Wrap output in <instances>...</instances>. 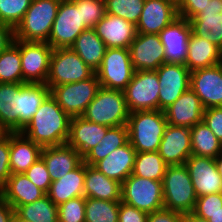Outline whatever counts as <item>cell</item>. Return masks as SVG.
<instances>
[{"instance_id": "1", "label": "cell", "mask_w": 222, "mask_h": 222, "mask_svg": "<svg viewBox=\"0 0 222 222\" xmlns=\"http://www.w3.org/2000/svg\"><path fill=\"white\" fill-rule=\"evenodd\" d=\"M70 122L71 117L49 94L21 133L41 147L64 145Z\"/></svg>"}, {"instance_id": "2", "label": "cell", "mask_w": 222, "mask_h": 222, "mask_svg": "<svg viewBox=\"0 0 222 222\" xmlns=\"http://www.w3.org/2000/svg\"><path fill=\"white\" fill-rule=\"evenodd\" d=\"M168 123L164 111L145 110L129 113L128 139L136 152L158 151Z\"/></svg>"}, {"instance_id": "3", "label": "cell", "mask_w": 222, "mask_h": 222, "mask_svg": "<svg viewBox=\"0 0 222 222\" xmlns=\"http://www.w3.org/2000/svg\"><path fill=\"white\" fill-rule=\"evenodd\" d=\"M61 0H32L22 21L14 29L15 40L48 42Z\"/></svg>"}, {"instance_id": "4", "label": "cell", "mask_w": 222, "mask_h": 222, "mask_svg": "<svg viewBox=\"0 0 222 222\" xmlns=\"http://www.w3.org/2000/svg\"><path fill=\"white\" fill-rule=\"evenodd\" d=\"M162 187L165 209L181 214L193 212L198 197L185 164L168 165Z\"/></svg>"}, {"instance_id": "5", "label": "cell", "mask_w": 222, "mask_h": 222, "mask_svg": "<svg viewBox=\"0 0 222 222\" xmlns=\"http://www.w3.org/2000/svg\"><path fill=\"white\" fill-rule=\"evenodd\" d=\"M81 117L107 127L127 125L129 111L124 92L100 87Z\"/></svg>"}, {"instance_id": "6", "label": "cell", "mask_w": 222, "mask_h": 222, "mask_svg": "<svg viewBox=\"0 0 222 222\" xmlns=\"http://www.w3.org/2000/svg\"><path fill=\"white\" fill-rule=\"evenodd\" d=\"M121 201L152 213L164 208L162 181L130 174L121 184Z\"/></svg>"}, {"instance_id": "7", "label": "cell", "mask_w": 222, "mask_h": 222, "mask_svg": "<svg viewBox=\"0 0 222 222\" xmlns=\"http://www.w3.org/2000/svg\"><path fill=\"white\" fill-rule=\"evenodd\" d=\"M95 73L71 48L53 49L46 85L51 89L86 80Z\"/></svg>"}, {"instance_id": "8", "label": "cell", "mask_w": 222, "mask_h": 222, "mask_svg": "<svg viewBox=\"0 0 222 222\" xmlns=\"http://www.w3.org/2000/svg\"><path fill=\"white\" fill-rule=\"evenodd\" d=\"M96 73L83 81L66 83L50 89L51 96L71 118L82 116L100 88Z\"/></svg>"}, {"instance_id": "9", "label": "cell", "mask_w": 222, "mask_h": 222, "mask_svg": "<svg viewBox=\"0 0 222 222\" xmlns=\"http://www.w3.org/2000/svg\"><path fill=\"white\" fill-rule=\"evenodd\" d=\"M86 29L82 24L81 6L73 0H61L47 43L53 49L70 48Z\"/></svg>"}, {"instance_id": "10", "label": "cell", "mask_w": 222, "mask_h": 222, "mask_svg": "<svg viewBox=\"0 0 222 222\" xmlns=\"http://www.w3.org/2000/svg\"><path fill=\"white\" fill-rule=\"evenodd\" d=\"M159 79L156 70L135 71L123 91L129 113L159 110Z\"/></svg>"}, {"instance_id": "11", "label": "cell", "mask_w": 222, "mask_h": 222, "mask_svg": "<svg viewBox=\"0 0 222 222\" xmlns=\"http://www.w3.org/2000/svg\"><path fill=\"white\" fill-rule=\"evenodd\" d=\"M134 72L129 49L107 48L96 75L101 87L124 91Z\"/></svg>"}, {"instance_id": "12", "label": "cell", "mask_w": 222, "mask_h": 222, "mask_svg": "<svg viewBox=\"0 0 222 222\" xmlns=\"http://www.w3.org/2000/svg\"><path fill=\"white\" fill-rule=\"evenodd\" d=\"M53 48L47 42L20 40L23 83L46 84Z\"/></svg>"}, {"instance_id": "13", "label": "cell", "mask_w": 222, "mask_h": 222, "mask_svg": "<svg viewBox=\"0 0 222 222\" xmlns=\"http://www.w3.org/2000/svg\"><path fill=\"white\" fill-rule=\"evenodd\" d=\"M156 73L159 79V110L164 111L190 88V70L184 64L164 63Z\"/></svg>"}, {"instance_id": "14", "label": "cell", "mask_w": 222, "mask_h": 222, "mask_svg": "<svg viewBox=\"0 0 222 222\" xmlns=\"http://www.w3.org/2000/svg\"><path fill=\"white\" fill-rule=\"evenodd\" d=\"M128 49L135 71L157 70L165 63L164 48L159 34L137 33Z\"/></svg>"}, {"instance_id": "15", "label": "cell", "mask_w": 222, "mask_h": 222, "mask_svg": "<svg viewBox=\"0 0 222 222\" xmlns=\"http://www.w3.org/2000/svg\"><path fill=\"white\" fill-rule=\"evenodd\" d=\"M189 126L168 124L159 145L158 153L167 165H182L192 155Z\"/></svg>"}, {"instance_id": "16", "label": "cell", "mask_w": 222, "mask_h": 222, "mask_svg": "<svg viewBox=\"0 0 222 222\" xmlns=\"http://www.w3.org/2000/svg\"><path fill=\"white\" fill-rule=\"evenodd\" d=\"M191 33L190 22L180 16L159 33L164 48L165 63L185 65Z\"/></svg>"}, {"instance_id": "17", "label": "cell", "mask_w": 222, "mask_h": 222, "mask_svg": "<svg viewBox=\"0 0 222 222\" xmlns=\"http://www.w3.org/2000/svg\"><path fill=\"white\" fill-rule=\"evenodd\" d=\"M190 88L205 109L222 106V63L190 72Z\"/></svg>"}, {"instance_id": "18", "label": "cell", "mask_w": 222, "mask_h": 222, "mask_svg": "<svg viewBox=\"0 0 222 222\" xmlns=\"http://www.w3.org/2000/svg\"><path fill=\"white\" fill-rule=\"evenodd\" d=\"M185 165L197 197L222 193V176L213 158L191 155Z\"/></svg>"}, {"instance_id": "19", "label": "cell", "mask_w": 222, "mask_h": 222, "mask_svg": "<svg viewBox=\"0 0 222 222\" xmlns=\"http://www.w3.org/2000/svg\"><path fill=\"white\" fill-rule=\"evenodd\" d=\"M178 17L175 0H145L137 33L159 34Z\"/></svg>"}, {"instance_id": "20", "label": "cell", "mask_w": 222, "mask_h": 222, "mask_svg": "<svg viewBox=\"0 0 222 222\" xmlns=\"http://www.w3.org/2000/svg\"><path fill=\"white\" fill-rule=\"evenodd\" d=\"M93 29L107 48L128 49L137 36L135 24L108 13L105 14Z\"/></svg>"}, {"instance_id": "21", "label": "cell", "mask_w": 222, "mask_h": 222, "mask_svg": "<svg viewBox=\"0 0 222 222\" xmlns=\"http://www.w3.org/2000/svg\"><path fill=\"white\" fill-rule=\"evenodd\" d=\"M205 111L201 100L189 88L173 104L164 110L167 123L174 126L193 127L203 121Z\"/></svg>"}, {"instance_id": "22", "label": "cell", "mask_w": 222, "mask_h": 222, "mask_svg": "<svg viewBox=\"0 0 222 222\" xmlns=\"http://www.w3.org/2000/svg\"><path fill=\"white\" fill-rule=\"evenodd\" d=\"M189 22L196 36L207 39L222 50V0H210Z\"/></svg>"}, {"instance_id": "23", "label": "cell", "mask_w": 222, "mask_h": 222, "mask_svg": "<svg viewBox=\"0 0 222 222\" xmlns=\"http://www.w3.org/2000/svg\"><path fill=\"white\" fill-rule=\"evenodd\" d=\"M110 127L72 117L66 144L74 148L83 158L105 136Z\"/></svg>"}, {"instance_id": "24", "label": "cell", "mask_w": 222, "mask_h": 222, "mask_svg": "<svg viewBox=\"0 0 222 222\" xmlns=\"http://www.w3.org/2000/svg\"><path fill=\"white\" fill-rule=\"evenodd\" d=\"M45 195L46 193L31 182L25 173L12 174L0 188V197L14 210Z\"/></svg>"}, {"instance_id": "25", "label": "cell", "mask_w": 222, "mask_h": 222, "mask_svg": "<svg viewBox=\"0 0 222 222\" xmlns=\"http://www.w3.org/2000/svg\"><path fill=\"white\" fill-rule=\"evenodd\" d=\"M40 157L44 160L52 181L63 177L83 161L80 153L67 144L42 147Z\"/></svg>"}, {"instance_id": "26", "label": "cell", "mask_w": 222, "mask_h": 222, "mask_svg": "<svg viewBox=\"0 0 222 222\" xmlns=\"http://www.w3.org/2000/svg\"><path fill=\"white\" fill-rule=\"evenodd\" d=\"M136 151L128 141L125 145L113 150L104 159L98 161L94 167L106 177L120 182L133 172Z\"/></svg>"}, {"instance_id": "27", "label": "cell", "mask_w": 222, "mask_h": 222, "mask_svg": "<svg viewBox=\"0 0 222 222\" xmlns=\"http://www.w3.org/2000/svg\"><path fill=\"white\" fill-rule=\"evenodd\" d=\"M42 147L21 132H10V170L25 173L41 156Z\"/></svg>"}, {"instance_id": "28", "label": "cell", "mask_w": 222, "mask_h": 222, "mask_svg": "<svg viewBox=\"0 0 222 222\" xmlns=\"http://www.w3.org/2000/svg\"><path fill=\"white\" fill-rule=\"evenodd\" d=\"M84 179L85 163L82 161L66 175L52 181L47 195L57 206L70 199L84 196Z\"/></svg>"}, {"instance_id": "29", "label": "cell", "mask_w": 222, "mask_h": 222, "mask_svg": "<svg viewBox=\"0 0 222 222\" xmlns=\"http://www.w3.org/2000/svg\"><path fill=\"white\" fill-rule=\"evenodd\" d=\"M222 63V50L207 39L191 33L185 66L190 72L216 66Z\"/></svg>"}, {"instance_id": "30", "label": "cell", "mask_w": 222, "mask_h": 222, "mask_svg": "<svg viewBox=\"0 0 222 222\" xmlns=\"http://www.w3.org/2000/svg\"><path fill=\"white\" fill-rule=\"evenodd\" d=\"M84 196L107 201H121V183L106 177L96 167L85 163Z\"/></svg>"}, {"instance_id": "31", "label": "cell", "mask_w": 222, "mask_h": 222, "mask_svg": "<svg viewBox=\"0 0 222 222\" xmlns=\"http://www.w3.org/2000/svg\"><path fill=\"white\" fill-rule=\"evenodd\" d=\"M0 124L20 132V83H0Z\"/></svg>"}, {"instance_id": "32", "label": "cell", "mask_w": 222, "mask_h": 222, "mask_svg": "<svg viewBox=\"0 0 222 222\" xmlns=\"http://www.w3.org/2000/svg\"><path fill=\"white\" fill-rule=\"evenodd\" d=\"M70 48L95 72L100 68L107 50L93 28L84 30Z\"/></svg>"}, {"instance_id": "33", "label": "cell", "mask_w": 222, "mask_h": 222, "mask_svg": "<svg viewBox=\"0 0 222 222\" xmlns=\"http://www.w3.org/2000/svg\"><path fill=\"white\" fill-rule=\"evenodd\" d=\"M50 94L43 83H20V132L30 122L41 103Z\"/></svg>"}, {"instance_id": "34", "label": "cell", "mask_w": 222, "mask_h": 222, "mask_svg": "<svg viewBox=\"0 0 222 222\" xmlns=\"http://www.w3.org/2000/svg\"><path fill=\"white\" fill-rule=\"evenodd\" d=\"M128 141L127 125L110 127L97 145L83 157V162L94 166L98 161L104 159L113 150L125 145Z\"/></svg>"}, {"instance_id": "35", "label": "cell", "mask_w": 222, "mask_h": 222, "mask_svg": "<svg viewBox=\"0 0 222 222\" xmlns=\"http://www.w3.org/2000/svg\"><path fill=\"white\" fill-rule=\"evenodd\" d=\"M192 155L215 159L222 152V142L209 129L204 121L192 127Z\"/></svg>"}, {"instance_id": "36", "label": "cell", "mask_w": 222, "mask_h": 222, "mask_svg": "<svg viewBox=\"0 0 222 222\" xmlns=\"http://www.w3.org/2000/svg\"><path fill=\"white\" fill-rule=\"evenodd\" d=\"M0 83H23L20 40L0 53Z\"/></svg>"}, {"instance_id": "37", "label": "cell", "mask_w": 222, "mask_h": 222, "mask_svg": "<svg viewBox=\"0 0 222 222\" xmlns=\"http://www.w3.org/2000/svg\"><path fill=\"white\" fill-rule=\"evenodd\" d=\"M167 167L168 165L158 151L137 152L132 174L155 181H163Z\"/></svg>"}, {"instance_id": "38", "label": "cell", "mask_w": 222, "mask_h": 222, "mask_svg": "<svg viewBox=\"0 0 222 222\" xmlns=\"http://www.w3.org/2000/svg\"><path fill=\"white\" fill-rule=\"evenodd\" d=\"M15 212L31 222H58V206L47 194L30 204L18 206Z\"/></svg>"}, {"instance_id": "39", "label": "cell", "mask_w": 222, "mask_h": 222, "mask_svg": "<svg viewBox=\"0 0 222 222\" xmlns=\"http://www.w3.org/2000/svg\"><path fill=\"white\" fill-rule=\"evenodd\" d=\"M120 201L86 198L85 222H118Z\"/></svg>"}, {"instance_id": "40", "label": "cell", "mask_w": 222, "mask_h": 222, "mask_svg": "<svg viewBox=\"0 0 222 222\" xmlns=\"http://www.w3.org/2000/svg\"><path fill=\"white\" fill-rule=\"evenodd\" d=\"M145 0H105L106 13L121 17L137 24L144 7Z\"/></svg>"}, {"instance_id": "41", "label": "cell", "mask_w": 222, "mask_h": 222, "mask_svg": "<svg viewBox=\"0 0 222 222\" xmlns=\"http://www.w3.org/2000/svg\"><path fill=\"white\" fill-rule=\"evenodd\" d=\"M32 0H0V22L14 29L22 21Z\"/></svg>"}, {"instance_id": "42", "label": "cell", "mask_w": 222, "mask_h": 222, "mask_svg": "<svg viewBox=\"0 0 222 222\" xmlns=\"http://www.w3.org/2000/svg\"><path fill=\"white\" fill-rule=\"evenodd\" d=\"M81 6L82 24L87 28L94 26L105 16V0H73Z\"/></svg>"}, {"instance_id": "43", "label": "cell", "mask_w": 222, "mask_h": 222, "mask_svg": "<svg viewBox=\"0 0 222 222\" xmlns=\"http://www.w3.org/2000/svg\"><path fill=\"white\" fill-rule=\"evenodd\" d=\"M85 202L80 196L58 205V222H85Z\"/></svg>"}, {"instance_id": "44", "label": "cell", "mask_w": 222, "mask_h": 222, "mask_svg": "<svg viewBox=\"0 0 222 222\" xmlns=\"http://www.w3.org/2000/svg\"><path fill=\"white\" fill-rule=\"evenodd\" d=\"M220 210H222V193H212L197 198L193 213L208 220Z\"/></svg>"}, {"instance_id": "45", "label": "cell", "mask_w": 222, "mask_h": 222, "mask_svg": "<svg viewBox=\"0 0 222 222\" xmlns=\"http://www.w3.org/2000/svg\"><path fill=\"white\" fill-rule=\"evenodd\" d=\"M25 174L38 188L43 190L46 194L48 193L52 180L44 160L41 157L28 168Z\"/></svg>"}, {"instance_id": "46", "label": "cell", "mask_w": 222, "mask_h": 222, "mask_svg": "<svg viewBox=\"0 0 222 222\" xmlns=\"http://www.w3.org/2000/svg\"><path fill=\"white\" fill-rule=\"evenodd\" d=\"M210 0H177L178 16L188 21L203 11Z\"/></svg>"}, {"instance_id": "47", "label": "cell", "mask_w": 222, "mask_h": 222, "mask_svg": "<svg viewBox=\"0 0 222 222\" xmlns=\"http://www.w3.org/2000/svg\"><path fill=\"white\" fill-rule=\"evenodd\" d=\"M10 132L0 141V188L12 175L10 170Z\"/></svg>"}, {"instance_id": "48", "label": "cell", "mask_w": 222, "mask_h": 222, "mask_svg": "<svg viewBox=\"0 0 222 222\" xmlns=\"http://www.w3.org/2000/svg\"><path fill=\"white\" fill-rule=\"evenodd\" d=\"M203 121L222 142V106L206 108L203 113Z\"/></svg>"}, {"instance_id": "49", "label": "cell", "mask_w": 222, "mask_h": 222, "mask_svg": "<svg viewBox=\"0 0 222 222\" xmlns=\"http://www.w3.org/2000/svg\"><path fill=\"white\" fill-rule=\"evenodd\" d=\"M148 213L120 201L118 222H147Z\"/></svg>"}, {"instance_id": "50", "label": "cell", "mask_w": 222, "mask_h": 222, "mask_svg": "<svg viewBox=\"0 0 222 222\" xmlns=\"http://www.w3.org/2000/svg\"><path fill=\"white\" fill-rule=\"evenodd\" d=\"M147 222H183V214L163 208L148 213Z\"/></svg>"}, {"instance_id": "51", "label": "cell", "mask_w": 222, "mask_h": 222, "mask_svg": "<svg viewBox=\"0 0 222 222\" xmlns=\"http://www.w3.org/2000/svg\"><path fill=\"white\" fill-rule=\"evenodd\" d=\"M14 40V28L0 22V53L6 50L11 44H13Z\"/></svg>"}, {"instance_id": "52", "label": "cell", "mask_w": 222, "mask_h": 222, "mask_svg": "<svg viewBox=\"0 0 222 222\" xmlns=\"http://www.w3.org/2000/svg\"><path fill=\"white\" fill-rule=\"evenodd\" d=\"M14 209L0 197V222H10Z\"/></svg>"}, {"instance_id": "53", "label": "cell", "mask_w": 222, "mask_h": 222, "mask_svg": "<svg viewBox=\"0 0 222 222\" xmlns=\"http://www.w3.org/2000/svg\"><path fill=\"white\" fill-rule=\"evenodd\" d=\"M183 222H209L205 218H201L193 212L183 214Z\"/></svg>"}, {"instance_id": "54", "label": "cell", "mask_w": 222, "mask_h": 222, "mask_svg": "<svg viewBox=\"0 0 222 222\" xmlns=\"http://www.w3.org/2000/svg\"><path fill=\"white\" fill-rule=\"evenodd\" d=\"M218 173L222 176V152L214 159Z\"/></svg>"}, {"instance_id": "55", "label": "cell", "mask_w": 222, "mask_h": 222, "mask_svg": "<svg viewBox=\"0 0 222 222\" xmlns=\"http://www.w3.org/2000/svg\"><path fill=\"white\" fill-rule=\"evenodd\" d=\"M209 222H222V210L216 214L211 215V218L208 219Z\"/></svg>"}, {"instance_id": "56", "label": "cell", "mask_w": 222, "mask_h": 222, "mask_svg": "<svg viewBox=\"0 0 222 222\" xmlns=\"http://www.w3.org/2000/svg\"><path fill=\"white\" fill-rule=\"evenodd\" d=\"M10 222H31L22 217H20L15 211L10 219Z\"/></svg>"}, {"instance_id": "57", "label": "cell", "mask_w": 222, "mask_h": 222, "mask_svg": "<svg viewBox=\"0 0 222 222\" xmlns=\"http://www.w3.org/2000/svg\"><path fill=\"white\" fill-rule=\"evenodd\" d=\"M8 131L0 124V141L8 135Z\"/></svg>"}]
</instances>
